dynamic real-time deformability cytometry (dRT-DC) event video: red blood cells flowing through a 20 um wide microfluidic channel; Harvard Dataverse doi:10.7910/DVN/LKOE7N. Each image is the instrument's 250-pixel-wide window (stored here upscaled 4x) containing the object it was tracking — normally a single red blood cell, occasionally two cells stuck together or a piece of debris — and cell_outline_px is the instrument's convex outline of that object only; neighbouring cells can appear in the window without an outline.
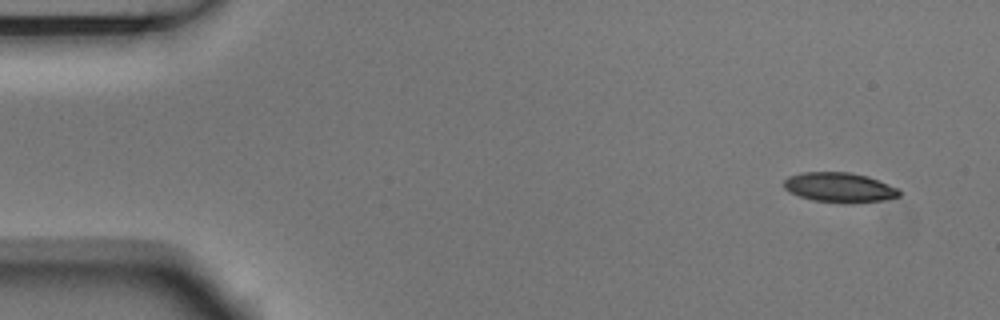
{"species": "Egyptian fruit bat (a non-hibernating species)", "species_latin": "Rousettus aegyptiacus", "temperature_condition": "room temperature", "stored_images_in_passage": 4, "camera_frame_rate_fps": 3000, "um_per_image_px": 0.085, "animal": {"sex": "male"}, "frame": {"image": 1, "passage_image": 1, "time_ms": 0.0, "image_size_px": [1000, 320], "cell_outline_px": [[900, 196], [884, 200], [812, 200], [788, 192], [784, 188], [784, 180], [788, 176], [800, 172], [848, 172], [868, 176], [900, 188]], "centroid_in_image_um": [71.32, 15.87], "position_along_channel_um": 13.7, "area_um2": 19.31}}
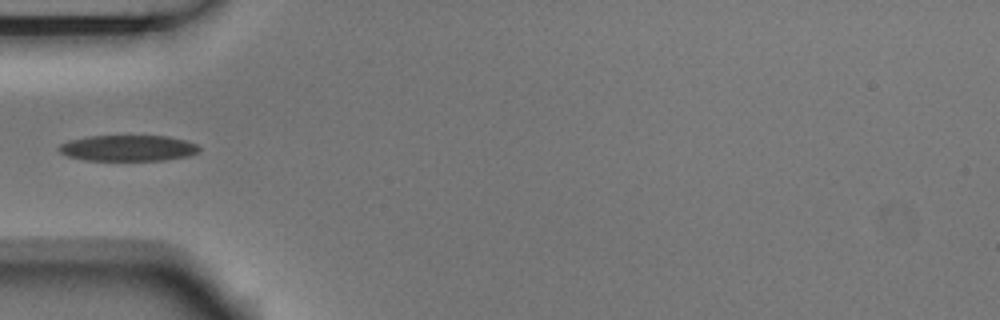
{"frame": {"image": 2, "passage_image": 4, "time_ms": 1.0, "image_size_px": [1000, 320], "cell_outline_px": [[200, 152], [188, 156], [164, 160], [84, 160], [68, 156], [60, 152], [56, 148], [60, 144], [68, 140], [88, 136], [168, 136], [188, 140], [196, 144], [200, 148]], "centroid_in_image_um": [10.89, 12.58], "position_along_channel_um": 74.1, "area_um2": 21.39}}